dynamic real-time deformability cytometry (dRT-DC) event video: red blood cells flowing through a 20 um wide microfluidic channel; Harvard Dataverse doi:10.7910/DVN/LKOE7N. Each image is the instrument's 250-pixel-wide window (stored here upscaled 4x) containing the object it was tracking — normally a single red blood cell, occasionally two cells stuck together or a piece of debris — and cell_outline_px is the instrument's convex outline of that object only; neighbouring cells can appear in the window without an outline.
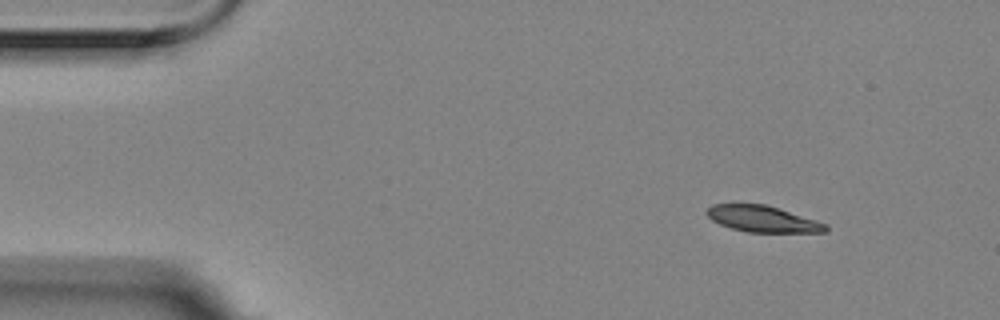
{"species": "Egyptian fruit bat (a non-hibernating species)", "species_latin": "Rousettus aegyptiacus", "temperature_condition": "room temperature", "stored_images_in_passage": 5, "camera_frame_rate_fps": 3000, "um_per_image_px": 0.085, "animal": {"sex": "female"}, "frame": {"image": 1, "passage_image": 1, "time_ms": 0.0, "image_size_px": [1000, 320], "cell_outline_px": [[828, 232], [748, 232], [732, 228], [720, 224], [712, 220], [704, 212], [712, 204], [764, 204], [816, 220], [828, 224]], "centroid_in_image_um": [64.82, 18.61], "position_along_channel_um": 20.2, "area_um2": 18.03}}
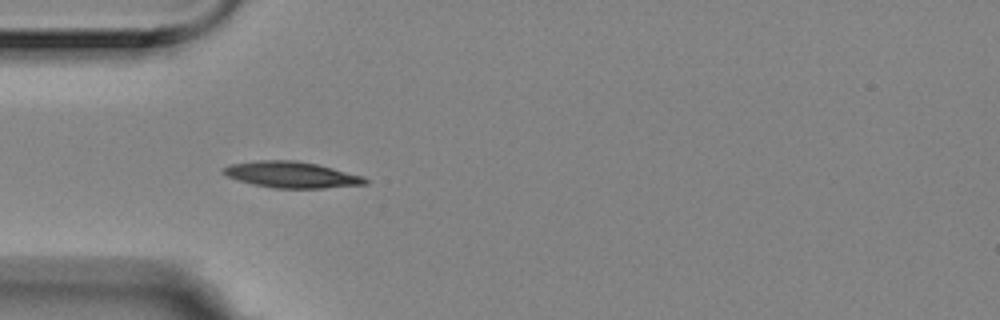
{"frame": {"image": 2, "passage_image": 4, "time_ms": 1.0, "image_size_px": [1000, 320], "cell_outline_px": [[368, 184], [324, 188], [272, 188], [252, 184], [236, 180], [220, 172], [224, 168], [232, 164], [256, 160], [292, 160], [316, 164], [364, 176], [368, 180]], "centroid_in_image_um": [24.77, 14.86], "position_along_channel_um": 60.2, "area_um2": 21.62}}
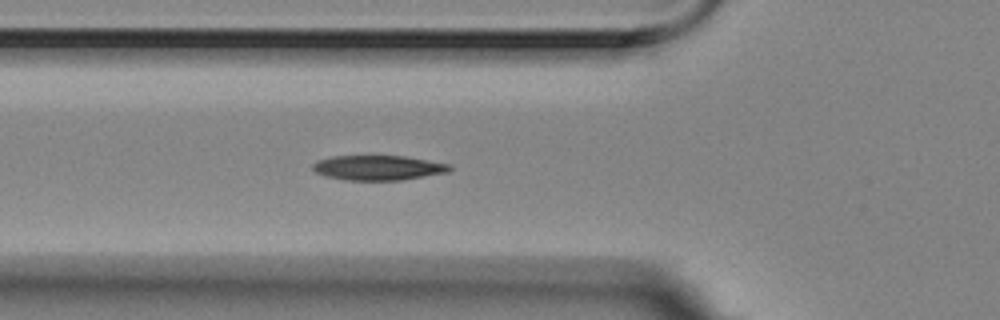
{"frame": {"image": 3, "passage_image": 5, "time_ms": 1.333, "image_size_px": [1000, 320], "cell_outline_px": [[452, 168], [448, 172], [400, 180], [344, 180], [324, 176], [316, 172], [312, 168], [312, 164], [316, 160], [332, 156], [404, 156], [452, 164]], "centroid_in_image_um": [32.12, 14.25], "position_along_channel_um": 93.7, "area_um2": 19.88}}